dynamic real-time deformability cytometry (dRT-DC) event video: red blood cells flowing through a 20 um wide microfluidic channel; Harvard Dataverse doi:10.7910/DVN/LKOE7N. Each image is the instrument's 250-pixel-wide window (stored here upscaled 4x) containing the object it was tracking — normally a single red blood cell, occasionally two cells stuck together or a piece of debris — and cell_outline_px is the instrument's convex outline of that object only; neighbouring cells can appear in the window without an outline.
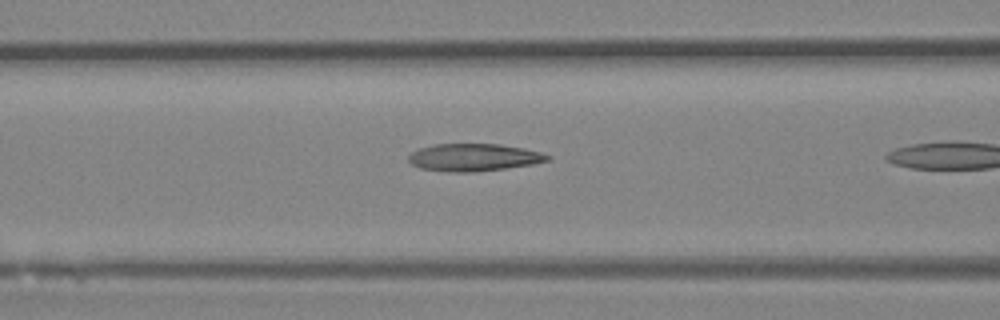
{"species": "Egyptian fruit bat (a non-hibernating species)", "species_latin": "Rousettus aegyptiacus", "temperature_condition": "room temperature", "stored_images_in_passage": 4, "camera_frame_rate_fps": 3000, "um_per_image_px": 0.085, "animal": {"sex": "female"}, "frame": {"image": 1, "passage_image": 3, "time_ms": 0.667, "image_size_px": [1000, 320], "cell_outline_px": [[552, 156], [548, 160], [532, 164], [504, 168], [472, 172], [448, 172], [420, 168], [412, 164], [408, 160], [408, 156], [412, 152], [420, 148], [436, 144], [500, 144], [524, 148], [540, 152]], "centroid_in_image_um": [40.26, 13.37], "position_along_channel_um": 126.3, "area_um2": 22.08}}